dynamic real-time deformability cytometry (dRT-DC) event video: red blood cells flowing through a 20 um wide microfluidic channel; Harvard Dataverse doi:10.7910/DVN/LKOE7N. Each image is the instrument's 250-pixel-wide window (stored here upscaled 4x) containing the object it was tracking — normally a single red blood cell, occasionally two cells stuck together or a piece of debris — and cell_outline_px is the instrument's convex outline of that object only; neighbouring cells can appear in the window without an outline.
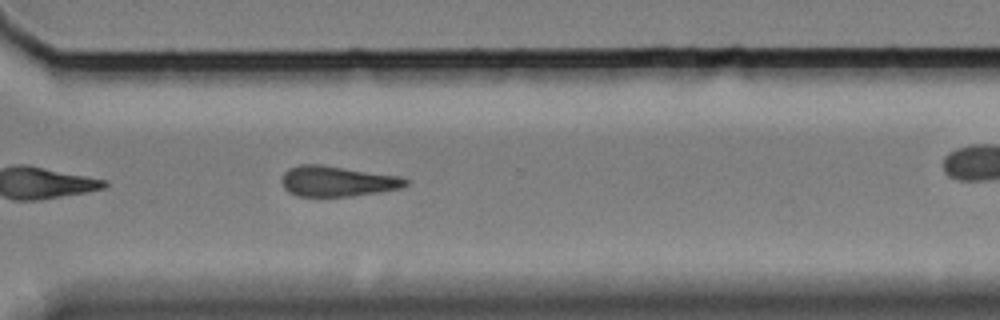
{"species": "Egyptian fruit bat (a non-hibernating species)", "species_latin": "Rousettus aegyptiacus", "temperature_condition": "cold", "stored_images_in_passage": 37, "camera_frame_rate_fps": 3000, "um_per_image_px": 0.085, "animal": {"sex": "female"}, "frame": {"image": 1, "passage_image": 27, "time_ms": 8.667, "image_size_px": [1000, 320], "cell_outline_px": [[408, 184], [404, 188], [380, 192], [352, 196], [296, 196], [288, 192], [284, 188], [280, 180], [284, 172], [288, 168], [300, 164], [320, 164], [400, 176], [408, 180]], "centroid_in_image_um": [28.66, 15.4], "position_along_channel_um": 341.9, "area_um2": 22.25}}